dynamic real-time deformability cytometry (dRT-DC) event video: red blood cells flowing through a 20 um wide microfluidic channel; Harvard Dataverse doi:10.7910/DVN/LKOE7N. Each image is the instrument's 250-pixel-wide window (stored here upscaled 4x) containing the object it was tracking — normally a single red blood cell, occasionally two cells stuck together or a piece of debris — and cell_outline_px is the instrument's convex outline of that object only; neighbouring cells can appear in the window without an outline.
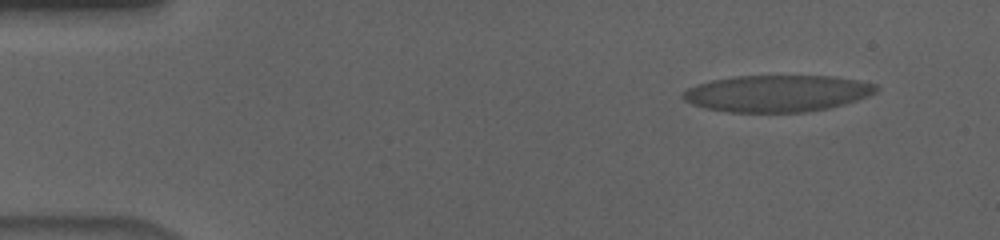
{"species": "human", "species_latin": "Homo sapiens", "temperature_condition": "cold", "stored_images_in_passage": 56, "camera_frame_rate_fps": 3000, "um_per_image_px": 0.085, "donor": {"sex": "male"}, "frame": {"image": 1, "passage_image": 5, "time_ms": 1.333, "image_size_px": [1000, 240], "cell_outline_px": [[880, 88], [876, 92], [868, 96], [844, 104], [828, 108], [804, 112], [728, 112], [704, 108], [692, 104], [684, 100], [680, 96], [688, 88], [696, 84], [712, 80], [736, 76], [832, 76], [860, 80], [876, 84]], "centroid_in_image_um": [66.06, 7.94], "position_along_channel_um": 18.9, "area_um2": 41.44}}
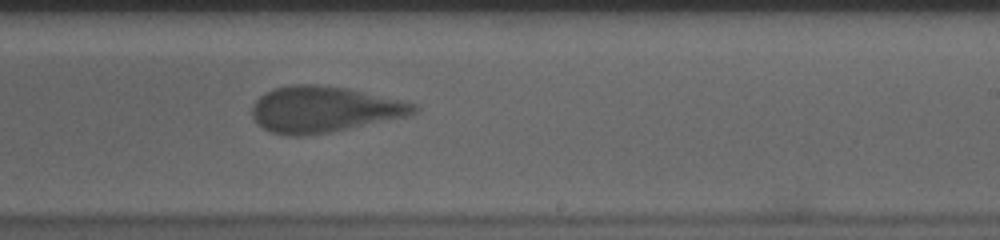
{"frame": {"image": 2, "passage_image": 34, "time_ms": 11.0, "image_size_px": [1000, 240], "cell_outline_px": [[420, 108], [416, 112], [404, 116], [348, 128], [328, 132], [300, 136], [288, 136], [272, 132], [264, 128], [252, 116], [252, 104], [260, 96], [272, 88], [292, 84], [312, 84], [348, 88], [400, 100], [416, 104]], "centroid_in_image_um": [27.49, 9.28], "position_along_channel_um": 261.5, "area_um2": 42.83}}
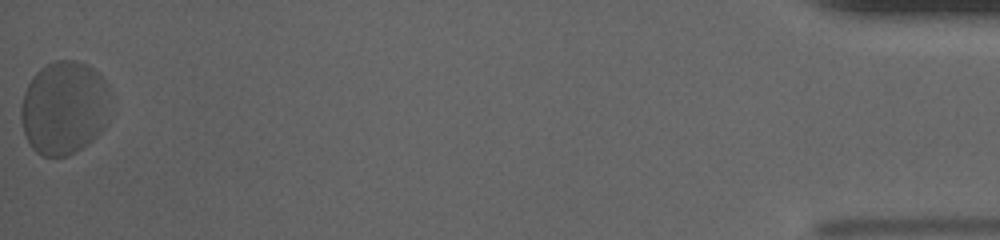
{"frame": {"image": 3, "passage_image": 56, "time_ms": 18.333, "image_size_px": [1000, 240], "cell_outline_px": [[112, 92], [108, 124], [88, 144], [76, 152], [68, 156], [40, 156], [32, 148], [24, 132], [20, 120], [20, 108], [24, 92], [32, 76], [40, 68], [56, 60], [76, 60], [100, 72], [108, 84]], "centroid_in_image_um": [5.5, 9.16], "position_along_channel_um": 429.7, "area_um2": 49.82}, "authors_computed_cell_mechanics": {"area_um2": 43.4656, "velocity_mm_per_s": 3.5687, "shape_relaxation_time_tau1_ms": 3.7936, "shape_relaxation_time_tau2_ms": 1.0378, "deformation_change_tau1": 0.1292, "deformation_change_tau2": 0.0833}}